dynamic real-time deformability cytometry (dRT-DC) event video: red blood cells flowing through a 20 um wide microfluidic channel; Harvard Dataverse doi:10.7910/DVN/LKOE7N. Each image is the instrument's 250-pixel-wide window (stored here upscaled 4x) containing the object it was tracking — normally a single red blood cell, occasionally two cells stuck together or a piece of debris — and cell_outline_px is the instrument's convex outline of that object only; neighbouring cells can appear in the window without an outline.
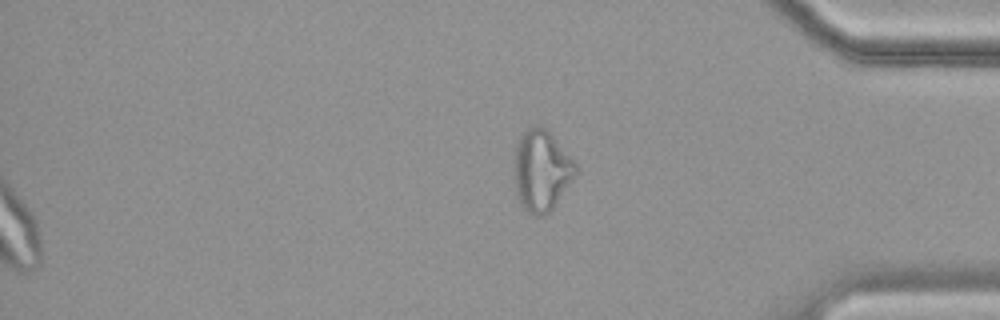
{"species": "common noctule bat (a hibernating species)", "species_latin": "Nyctalus noctula", "temperature_condition": "cold", "stored_images_in_passage": 42, "segment_of_instrument_passage": [2, 2], "camera_frame_rate_fps": 3000, "um_per_image_px": 0.085, "animal": {"sex": "female", "body_mass_g": 19.9}, "frame": {"image": 1, "passage_image": 42, "time_ms": 13.667, "image_size_px": [1000, 320], "cell_outline_px": [[576, 172], [572, 180], [552, 208], [544, 216], [536, 216], [528, 212], [520, 204], [516, 196], [512, 164], [516, 144], [520, 136], [532, 124], [540, 124], [552, 136], [576, 164]], "centroid_in_image_um": [45.95, 14.49], "position_along_channel_um": 389.2, "area_um2": 29.02}}